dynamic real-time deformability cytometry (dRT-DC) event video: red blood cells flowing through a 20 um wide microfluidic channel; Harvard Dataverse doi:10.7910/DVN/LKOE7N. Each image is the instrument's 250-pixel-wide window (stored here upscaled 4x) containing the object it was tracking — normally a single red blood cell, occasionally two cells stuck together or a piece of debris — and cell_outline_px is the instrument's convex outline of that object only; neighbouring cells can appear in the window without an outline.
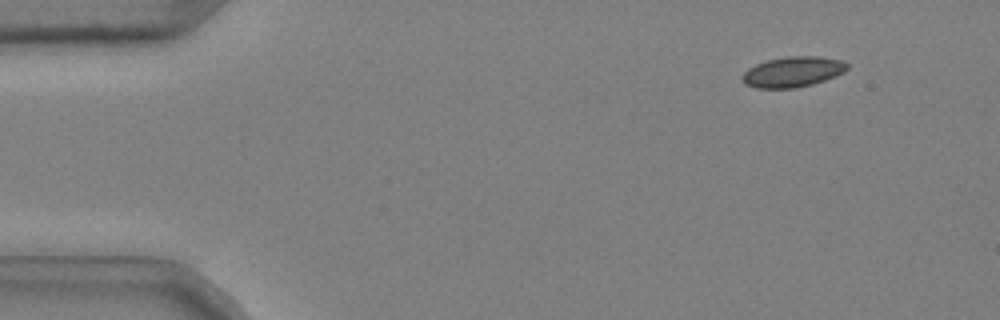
{"species": "common noctule bat (a hibernating species)", "species_latin": "Nyctalus noctula", "temperature_condition": "cold", "stored_images_in_passage": 48, "camera_frame_rate_fps": 3000, "um_per_image_px": 0.085, "animal": {"sex": "male", "body_mass_g": 20.4}, "frame": {"image": 1, "passage_image": 6, "time_ms": 1.667, "image_size_px": [1000, 320], "cell_outline_px": [[848, 68], [844, 72], [824, 80], [812, 84], [796, 88], [756, 88], [744, 84], [740, 76], [748, 68], [756, 64], [768, 60], [788, 56], [816, 56], [844, 60], [848, 64]], "centroid_in_image_um": [67.37, 6.11], "position_along_channel_um": 17.6, "area_um2": 18.67}}
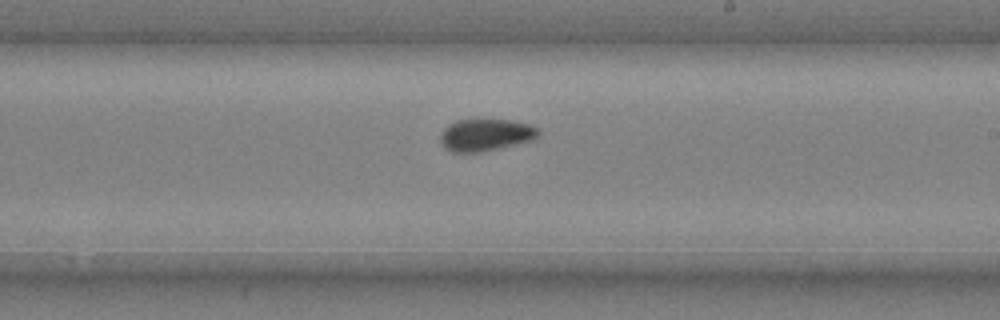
{"frame": {"image": 2, "passage_image": 32, "time_ms": 10.333, "image_size_px": [1000, 320], "cell_outline_px": [[540, 136], [532, 140], [516, 144], [480, 152], [452, 152], [444, 148], [440, 140], [440, 136], [444, 128], [448, 124], [456, 120], [512, 120], [532, 124], [540, 128]], "centroid_in_image_um": [41.31, 11.46], "position_along_channel_um": 247.7, "area_um2": 18.5}}
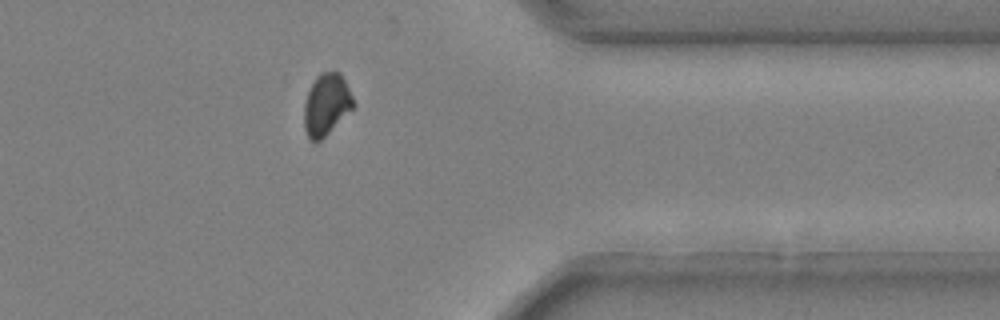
{"frame": {"image": 3, "passage_image": 44, "time_ms": 14.333, "image_size_px": [1000, 320], "cell_outline_px": [[356, 104], [316, 144], [308, 140], [304, 128], [304, 104], [308, 92], [316, 76], [320, 72], [340, 72]], "centroid_in_image_um": [27.71, 8.9], "position_along_channel_um": 383.7, "area_um2": 17.51}}